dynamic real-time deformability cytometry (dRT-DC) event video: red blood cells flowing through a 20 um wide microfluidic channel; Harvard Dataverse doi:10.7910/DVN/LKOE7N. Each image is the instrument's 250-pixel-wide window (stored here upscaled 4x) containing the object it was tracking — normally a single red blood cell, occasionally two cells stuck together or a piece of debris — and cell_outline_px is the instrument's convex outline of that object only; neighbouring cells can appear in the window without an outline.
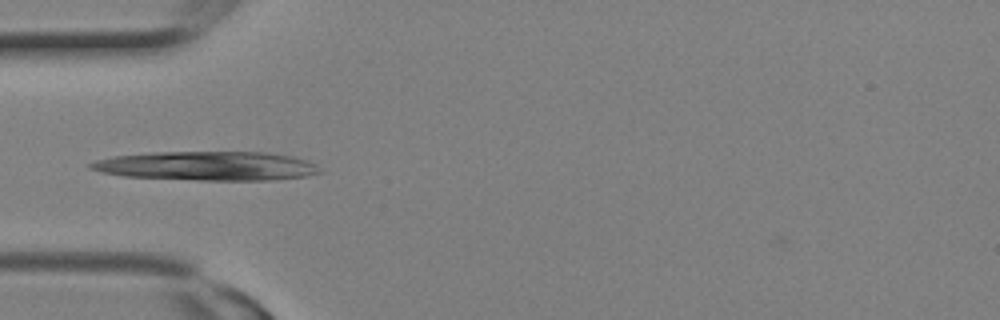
{"species": "Egyptian fruit bat (a non-hibernating species)", "species_latin": "Rousettus aegyptiacus", "temperature_condition": "room temperature", "stored_images_in_passage": 3, "camera_frame_rate_fps": 3000, "um_per_image_px": 0.085, "animal": {"sex": "female"}, "frame": {"image": 1, "passage_image": 2, "time_ms": 0.333, "image_size_px": [1000, 320], "cell_outline_px": [[324, 172], [308, 176], [272, 180], [196, 180], [124, 176], [100, 172], [88, 168], [88, 164], [96, 160], [112, 156], [156, 152], [264, 152], [292, 156], [304, 160], [312, 164]], "centroid_in_image_um": [17.57, 14.11], "position_along_channel_um": 67.4, "area_um2": 38.78}}